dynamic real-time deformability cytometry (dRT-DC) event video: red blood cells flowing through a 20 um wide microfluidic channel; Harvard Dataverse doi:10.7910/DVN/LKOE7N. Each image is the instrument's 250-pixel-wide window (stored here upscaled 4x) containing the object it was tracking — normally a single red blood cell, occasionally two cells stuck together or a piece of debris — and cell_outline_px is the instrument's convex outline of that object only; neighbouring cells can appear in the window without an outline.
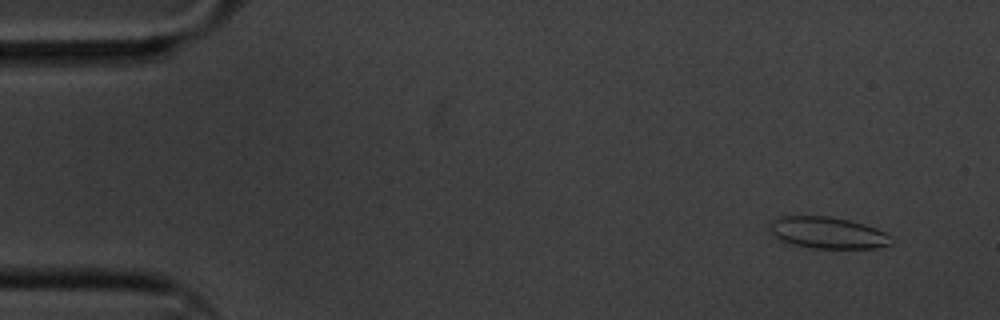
{"species": "common noctule bat (a hibernating species)", "species_latin": "Nyctalus noctula", "temperature_condition": "cold", "stored_images_in_passage": 4, "camera_frame_rate_fps": 3000, "um_per_image_px": 0.085, "animal": {"sex": "male", "body_mass_g": 20.1, "forearm_length_mm": 53.5}, "frame": {"image": 1, "passage_image": 1, "time_ms": 0.0, "image_size_px": [1000, 320], "cell_outline_px": [[892, 244], [876, 248], [812, 248], [792, 244], [780, 240], [768, 228], [768, 224], [772, 220], [780, 216], [828, 216], [848, 220], [864, 224], [876, 228], [892, 236]], "centroid_in_image_um": [70.35, 19.78], "position_along_channel_um": 14.7, "area_um2": 22.43}}
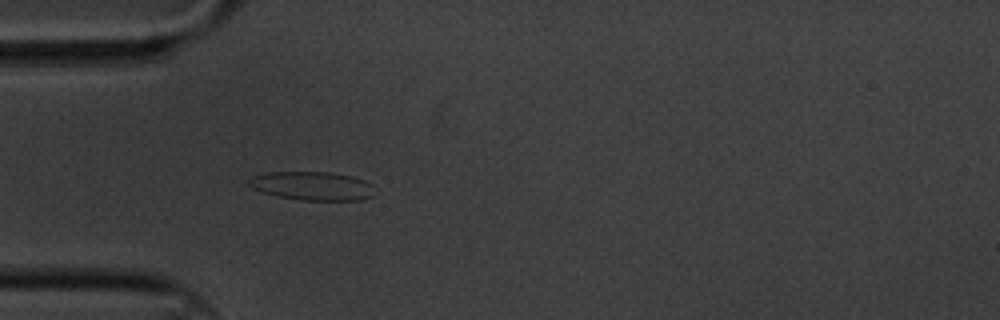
{"frame": {"image": 2, "passage_image": 4, "time_ms": 1.0, "image_size_px": [1000, 320], "cell_outline_px": [[380, 192], [372, 196], [360, 200], [300, 200], [276, 196], [252, 188], [248, 184], [248, 180], [252, 176], [264, 172], [328, 172], [352, 176], [364, 180], [372, 184]], "centroid_in_image_um": [26.59, 15.8], "position_along_channel_um": 58.4, "area_um2": 21.33}}